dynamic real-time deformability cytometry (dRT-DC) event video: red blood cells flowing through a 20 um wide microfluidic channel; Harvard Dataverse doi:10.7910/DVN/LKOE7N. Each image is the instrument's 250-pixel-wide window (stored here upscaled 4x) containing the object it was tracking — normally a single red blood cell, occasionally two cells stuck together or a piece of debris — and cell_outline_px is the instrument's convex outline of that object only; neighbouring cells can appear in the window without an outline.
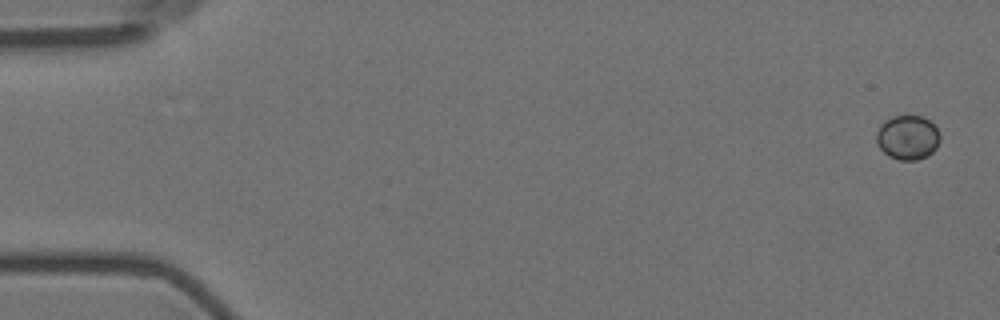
{"species": "Egyptian fruit bat (a non-hibernating species)", "species_latin": "Rousettus aegyptiacus", "temperature_condition": "room temperature", "stored_images_in_passage": 6, "camera_frame_rate_fps": 3000, "um_per_image_px": 0.085, "animal": {"sex": "female"}, "frame": {"image": 1, "passage_image": 1, "time_ms": 0.0, "image_size_px": [1000, 320], "cell_outline_px": [[940, 140], [936, 148], [928, 156], [916, 160], [900, 160], [888, 156], [880, 148], [876, 140], [876, 132], [880, 124], [884, 120], [892, 116], [924, 116], [936, 128], [940, 136]], "centroid_in_image_um": [77.13, 11.68], "position_along_channel_um": 7.9, "area_um2": 16.53}}
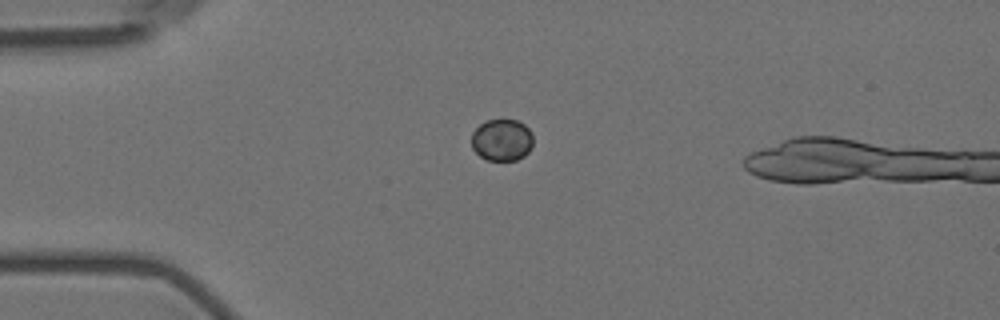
{"frame": {"image": 2, "passage_image": 4, "time_ms": 4.333, "image_size_px": [1000, 320], "cell_outline_px": [[532, 144], [528, 152], [524, 156], [516, 160], [488, 160], [480, 156], [472, 148], [472, 132], [484, 120], [516, 120], [524, 124], [532, 132]], "centroid_in_image_um": [42.65, 11.89], "position_along_channel_um": 42.3, "area_um2": 15.03}}